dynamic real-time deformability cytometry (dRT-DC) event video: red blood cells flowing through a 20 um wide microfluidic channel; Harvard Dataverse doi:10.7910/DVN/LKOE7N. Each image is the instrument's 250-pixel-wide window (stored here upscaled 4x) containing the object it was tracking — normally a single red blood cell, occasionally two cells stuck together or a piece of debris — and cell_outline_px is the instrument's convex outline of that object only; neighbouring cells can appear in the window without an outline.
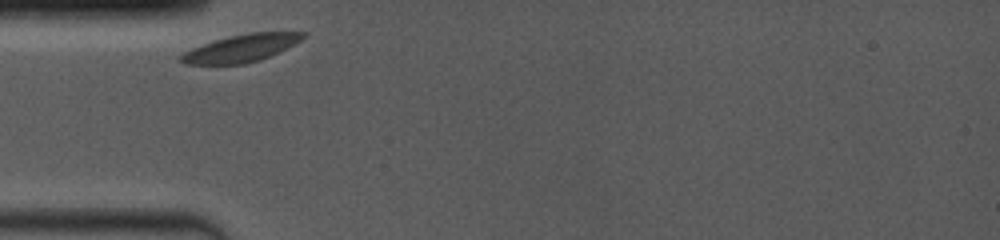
{"species": "common noctule bat (a hibernating species)", "species_latin": "Nyctalus noctula", "temperature_condition": "room temperature", "stored_images_in_passage": 15, "camera_frame_rate_fps": 4000, "um_per_image_px": 0.085, "animal": {"sex": "female", "body_mass_g": 19.0, "forearm_length_mm": 53.3}, "frame": {"image": 1, "passage_image": 1, "time_ms": 0.0, "image_size_px": [1000, 240], "cell_outline_px": [[308, 36], [260, 60], [244, 64], [184, 64], [176, 60], [184, 52], [192, 48], [216, 40], [248, 32], [308, 32]], "centroid_in_image_um": [20.47, 4.1], "position_along_channel_um": 64.5, "area_um2": 19.19}}
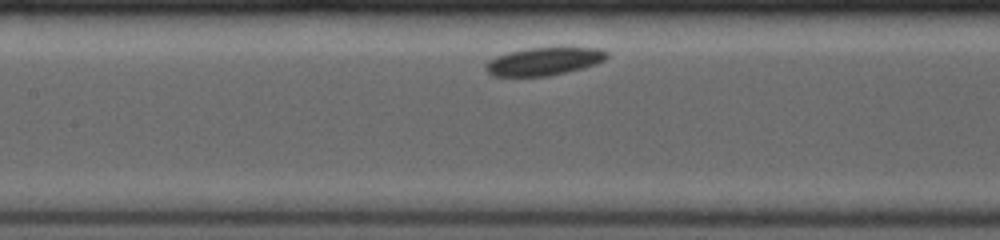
{"frame": {"image": 2, "passage_image": 9, "time_ms": 2.75, "image_size_px": [1000, 240], "cell_outline_px": [[608, 56], [604, 60], [596, 64], [584, 68], [548, 76], [492, 76], [484, 68], [484, 64], [488, 60], [496, 56], [508, 52], [528, 48], [600, 48], [608, 52]], "centroid_in_image_um": [46.21, 5.22], "position_along_channel_um": 161.2, "area_um2": 19.71}}
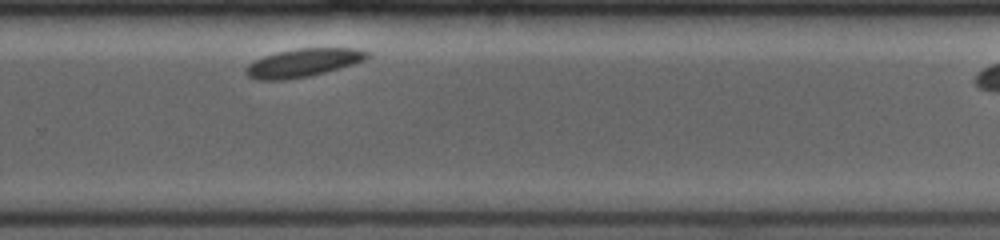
{"frame": {"image": 3, "passage_image": 15, "time_ms": 6.75, "image_size_px": [1000, 240], "cell_outline_px": [[368, 56], [364, 60], [352, 64], [324, 72], [308, 76], [284, 80], [256, 80], [248, 76], [244, 72], [244, 68], [248, 64], [264, 56], [280, 52], [300, 48], [360, 48], [368, 52]], "centroid_in_image_um": [25.73, 5.34], "position_along_channel_um": 304.1, "area_um2": 19.71}}